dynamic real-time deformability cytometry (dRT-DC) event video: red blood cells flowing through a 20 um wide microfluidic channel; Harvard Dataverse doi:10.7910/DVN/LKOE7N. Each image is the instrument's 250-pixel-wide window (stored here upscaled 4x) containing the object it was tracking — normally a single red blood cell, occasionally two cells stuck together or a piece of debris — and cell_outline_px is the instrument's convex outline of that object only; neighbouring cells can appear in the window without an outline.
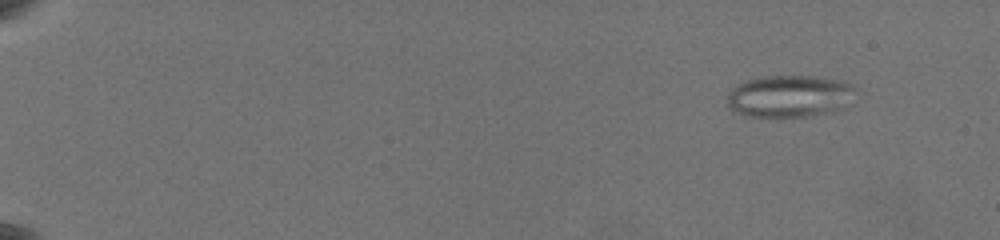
{"species": "common noctule bat (a hibernating species)", "species_latin": "Nyctalus noctula", "temperature_condition": "warm", "stored_images_in_passage": 74, "camera_frame_rate_fps": 3000, "um_per_image_px": 0.085, "animal": {"sex": "female", "body_mass_g": 19.5, "forearm_length_mm": 54.1}, "frame": {"image": 1, "passage_image": 8, "time_ms": 2.333, "image_size_px": [1000, 240], "cell_outline_px": [[856, 88], [844, 108], [832, 112], [804, 116], [744, 116], [728, 108], [728, 96], [732, 88], [736, 84], [760, 76], [816, 76], [844, 80], [852, 84]], "centroid_in_image_um": [67.11, 8.16], "position_along_channel_um": 17.9, "area_um2": 31.56}}
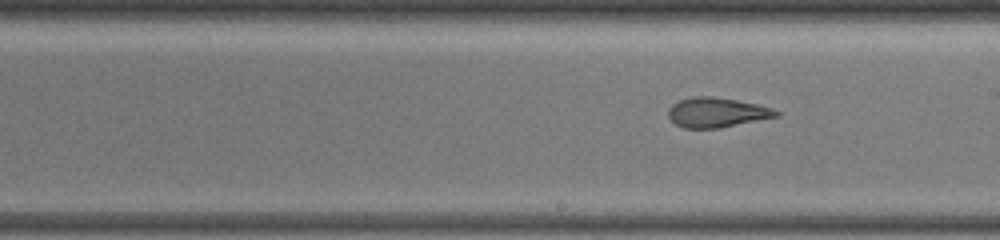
{"frame": {"image": 2, "passage_image": 48, "time_ms": 13.0, "image_size_px": [1000, 240], "cell_outline_px": [[780, 116], [720, 128], [684, 128], [676, 124], [668, 116], [668, 108], [672, 104], [680, 100], [692, 96], [712, 96], [736, 100], [756, 104], [772, 108], [780, 112]], "centroid_in_image_um": [60.93, 9.56], "position_along_channel_um": 228.1, "area_um2": 18.73}}
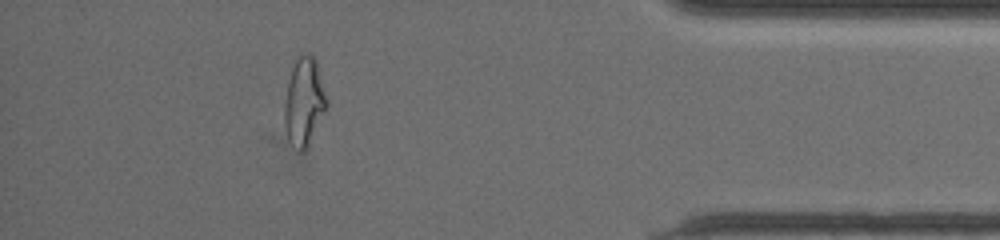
{"frame": {"image": 3, "passage_image": 68, "time_ms": 19.0, "image_size_px": [1000, 240], "cell_outline_px": [[328, 104], [308, 144], [300, 152], [288, 136], [284, 124], [284, 108], [288, 84], [292, 68], [296, 60], [304, 52], [308, 52], [316, 60], [328, 100]], "centroid_in_image_um": [25.86, 8.58], "position_along_channel_um": 409.3, "area_um2": 20.98}, "authors_computed_cell_mechanics": {"area_um2": 23.1489, "velocity_mm_per_s": 3.5644, "shape_relaxation_time_tau1_ms": null, "shape_relaxation_time_tau2_ms": 1.5303, "deformation_change_tau1": null, "deformation_change_tau2": 0.0977}}